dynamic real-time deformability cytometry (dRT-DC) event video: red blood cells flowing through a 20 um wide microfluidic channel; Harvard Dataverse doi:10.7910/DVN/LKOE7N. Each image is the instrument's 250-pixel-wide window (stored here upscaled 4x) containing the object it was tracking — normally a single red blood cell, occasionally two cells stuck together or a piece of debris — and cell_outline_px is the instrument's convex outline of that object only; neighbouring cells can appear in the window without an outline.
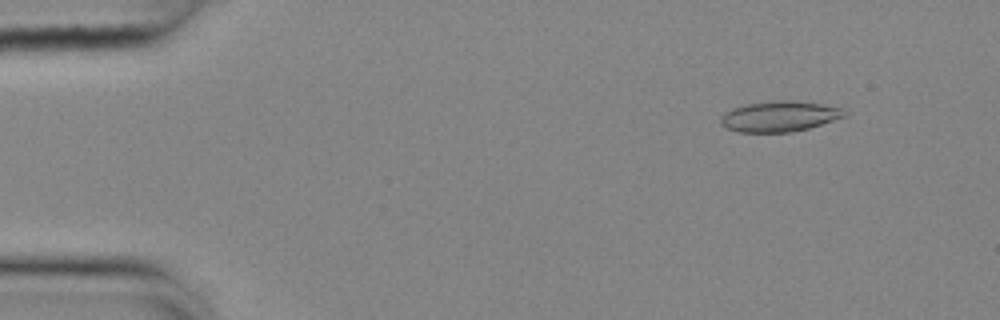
{"species": "common noctule bat (a hibernating species)", "species_latin": "Nyctalus noctula", "temperature_condition": "cold", "stored_images_in_passage": 55, "camera_frame_rate_fps": 3000, "um_per_image_px": 0.085, "animal": {"sex": "female", "body_mass_g": 25.1}, "frame": {"image": 1, "passage_image": 6, "time_ms": 1.667, "image_size_px": [1000, 320], "cell_outline_px": [[848, 116], [808, 128], [788, 132], [740, 132], [728, 128], [720, 124], [720, 120], [732, 108], [744, 104], [776, 100], [796, 100], [820, 104], [840, 108], [848, 112]], "centroid_in_image_um": [66.29, 9.88], "position_along_channel_um": 18.7, "area_um2": 21.91}}
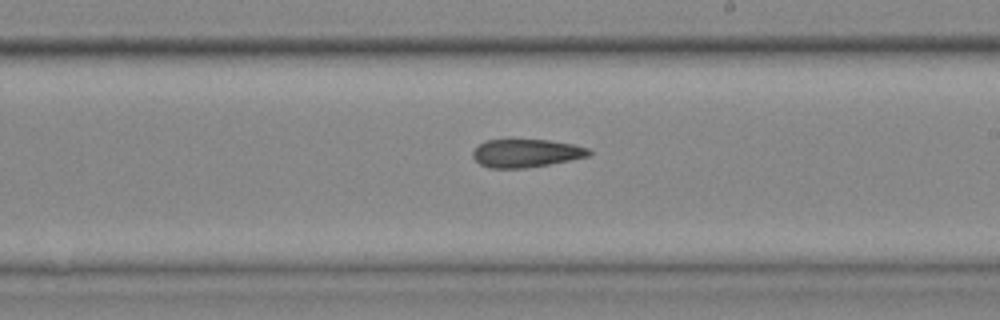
{"frame": {"image": 2, "passage_image": 32, "time_ms": 10.333, "image_size_px": [1000, 320], "cell_outline_px": [[592, 152], [588, 156], [548, 164], [524, 168], [488, 168], [480, 164], [472, 156], [472, 152], [484, 140], [548, 140], [572, 144], [588, 148]], "centroid_in_image_um": [44.69, 13.02], "position_along_channel_um": 244.3, "area_um2": 18.79}}
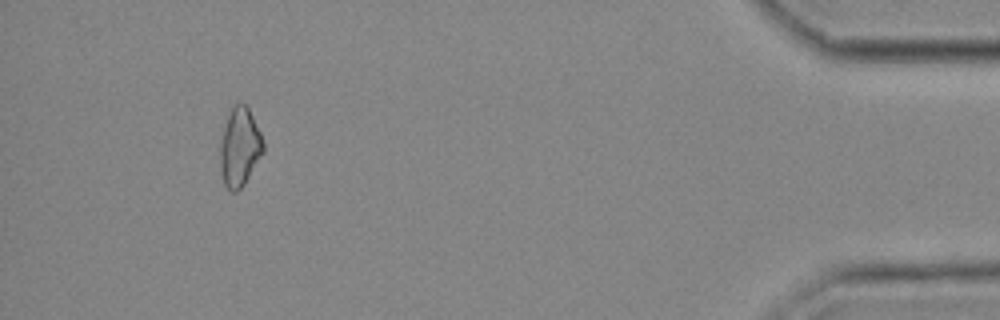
{"frame": {"image": 3, "passage_image": 51, "time_ms": 16.667, "image_size_px": [1000, 320], "cell_outline_px": [[264, 152], [244, 184], [236, 192], [232, 192], [224, 184], [220, 168], [220, 144], [224, 128], [228, 116], [232, 108], [240, 100], [248, 108], [260, 132], [264, 144]], "centroid_in_image_um": [20.38, 12.52], "position_along_channel_um": 414.8, "area_um2": 19.54}, "authors_computed_cell_mechanics": {"area_um2": 20.3456, "velocity_mm_per_s": 3.7016, "shape_relaxation_time_tau1_ms": null, "shape_relaxation_time_tau2_ms": 9.2956, "deformation_change_tau1": null, "deformation_change_tau2": 0.1881}}